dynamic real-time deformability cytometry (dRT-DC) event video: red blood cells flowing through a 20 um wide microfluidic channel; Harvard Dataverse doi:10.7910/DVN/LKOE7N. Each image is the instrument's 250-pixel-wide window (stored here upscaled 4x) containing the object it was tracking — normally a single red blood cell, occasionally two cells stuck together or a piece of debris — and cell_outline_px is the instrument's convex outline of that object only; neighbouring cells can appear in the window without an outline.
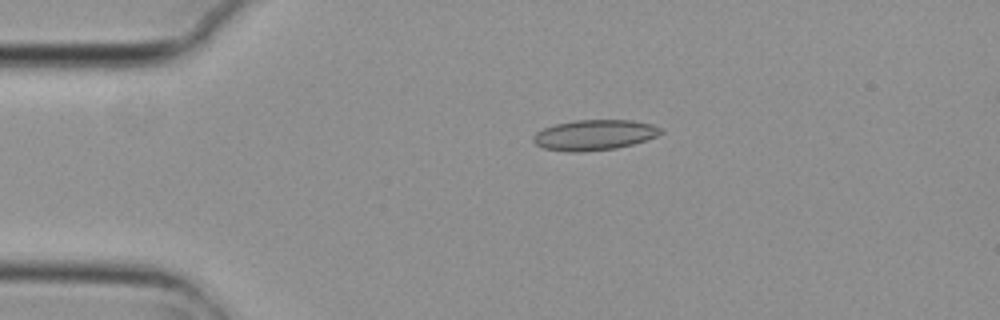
{"species": "common noctule bat (a hibernating species)", "species_latin": "Nyctalus noctula", "temperature_condition": "cold", "stored_images_in_passage": 2, "camera_frame_rate_fps": 3000, "um_per_image_px": 0.085, "animal": {"sex": "female", "body_mass_g": 29.2, "forearm_length_mm": 56.3}, "frame": {"image": 1, "passage_image": 1, "time_ms": 0.0, "image_size_px": [1000, 320], "cell_outline_px": [[664, 132], [648, 140], [616, 148], [584, 152], [568, 152], [544, 148], [536, 144], [532, 140], [532, 136], [536, 132], [544, 128], [556, 124], [572, 120], [632, 120], [652, 124], [664, 128]], "centroid_in_image_um": [50.54, 11.47], "position_along_channel_um": 34.5, "area_um2": 22.83}}